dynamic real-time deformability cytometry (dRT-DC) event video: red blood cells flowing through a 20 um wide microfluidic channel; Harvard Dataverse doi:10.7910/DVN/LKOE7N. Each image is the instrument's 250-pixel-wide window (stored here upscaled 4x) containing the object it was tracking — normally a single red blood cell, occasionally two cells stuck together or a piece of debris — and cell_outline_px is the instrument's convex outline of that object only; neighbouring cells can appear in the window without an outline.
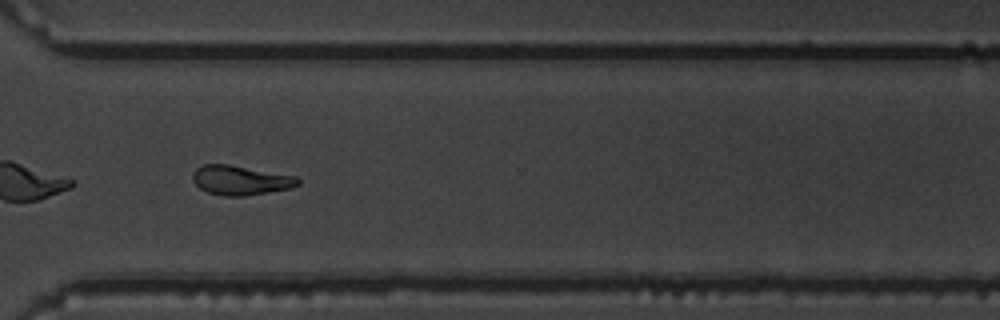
{"species": "common noctule bat (a hibernating species)", "species_latin": "Nyctalus noctula", "temperature_condition": "warm", "stored_images_in_passage": 16, "camera_frame_rate_fps": 3000, "um_per_image_px": 0.085, "animal": {"sex": "male", "body_mass_g": 19.5, "forearm_length_mm": 54.6}, "frame": {"image": 1, "passage_image": 12, "time_ms": 3.667, "image_size_px": [1000, 320], "cell_outline_px": [[300, 184], [292, 188], [244, 196], [220, 196], [208, 192], [200, 188], [192, 180], [192, 172], [196, 168], [204, 164], [228, 164], [296, 176], [300, 180]], "centroid_in_image_um": [20.43, 15.32], "position_along_channel_um": 350.2, "area_um2": 18.15}}